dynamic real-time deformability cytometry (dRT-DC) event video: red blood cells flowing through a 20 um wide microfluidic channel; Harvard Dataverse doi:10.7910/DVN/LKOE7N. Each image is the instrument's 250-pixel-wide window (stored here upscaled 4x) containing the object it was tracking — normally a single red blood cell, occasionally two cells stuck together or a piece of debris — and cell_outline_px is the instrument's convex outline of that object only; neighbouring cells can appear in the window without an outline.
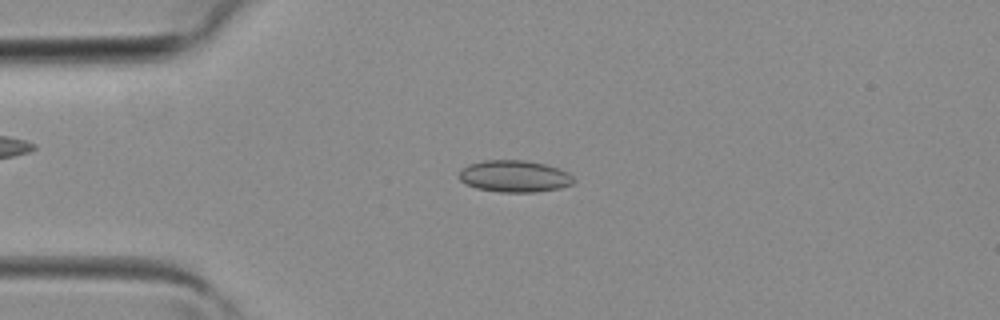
{"species": "common noctule bat (a hibernating species)", "species_latin": "Nyctalus noctula", "temperature_condition": "room temperature", "stored_images_in_passage": 23, "camera_frame_rate_fps": 3000, "um_per_image_px": 0.085, "animal": {"sex": "female", "body_mass_g": 19.3, "forearm_length_mm": 54.1}, "frame": {"image": 1, "passage_image": 9, "time_ms": 2.667, "image_size_px": [1000, 320], "cell_outline_px": [[576, 180], [572, 184], [560, 188], [536, 192], [500, 192], [476, 188], [464, 184], [460, 180], [460, 172], [468, 164], [484, 160], [524, 160], [544, 164], [568, 172]], "centroid_in_image_um": [43.73, 14.99], "position_along_channel_um": 41.3, "area_um2": 21.21}}
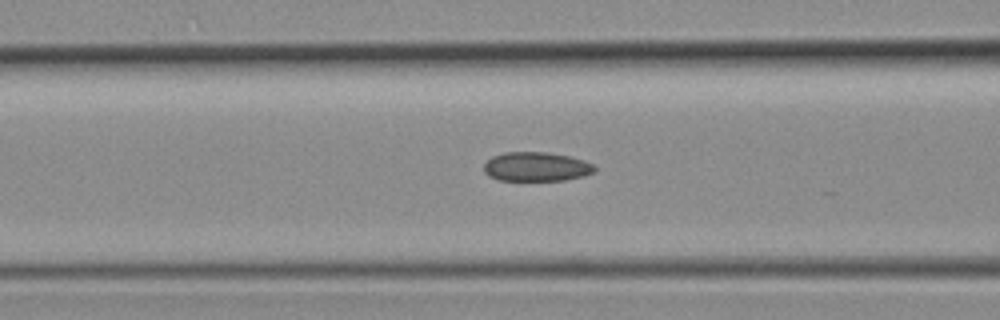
{"frame": {"image": 2, "passage_image": 15, "time_ms": 4.667, "image_size_px": [1000, 320], "cell_outline_px": [[596, 172], [584, 176], [564, 180], [500, 180], [488, 176], [484, 172], [484, 164], [492, 156], [504, 152], [548, 152], [568, 156], [584, 160], [592, 164], [596, 168]], "centroid_in_image_um": [45.59, 14.17], "position_along_channel_um": 121.0, "area_um2": 18.9}}
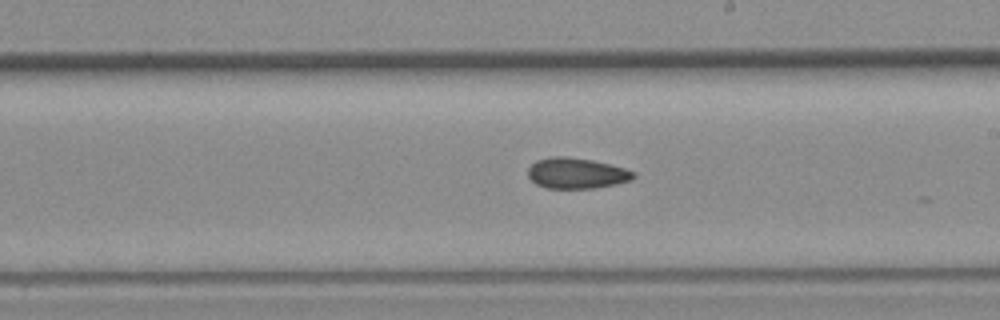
{"frame": {"image": 3, "passage_image": 22, "time_ms": 7.0, "image_size_px": [1000, 320], "cell_outline_px": [[636, 176], [632, 180], [616, 184], [596, 188], [544, 188], [536, 184], [528, 176], [528, 168], [536, 160], [552, 156], [564, 156], [592, 160], [624, 168], [636, 172]], "centroid_in_image_um": [49.01, 14.73], "position_along_channel_um": 240.0, "area_um2": 18.96}}